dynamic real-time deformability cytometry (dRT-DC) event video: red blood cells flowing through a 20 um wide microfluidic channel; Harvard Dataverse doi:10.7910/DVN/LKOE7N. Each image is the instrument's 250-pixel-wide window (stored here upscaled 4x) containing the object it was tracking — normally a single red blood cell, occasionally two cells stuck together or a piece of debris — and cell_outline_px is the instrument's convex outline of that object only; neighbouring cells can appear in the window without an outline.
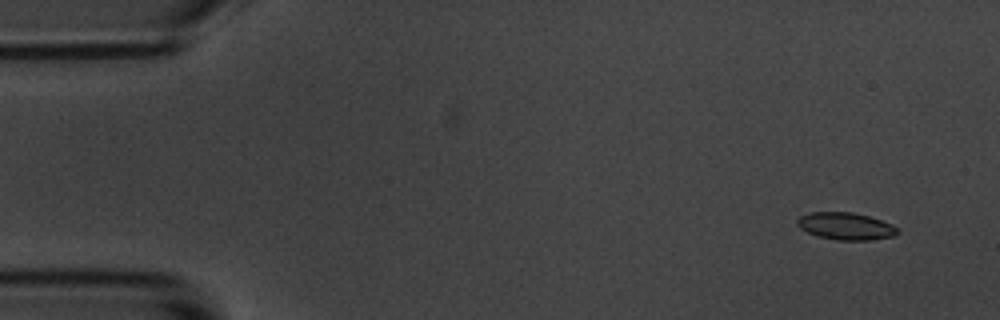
{"species": "common noctule bat (a hibernating species)", "species_latin": "Nyctalus noctula", "temperature_condition": "room temperature", "stored_images_in_passage": 8, "camera_frame_rate_fps": 3000, "um_per_image_px": 0.085, "animal": {"sex": "male", "body_mass_g": 20.1, "forearm_length_mm": 53.5}, "frame": {"image": 1, "passage_image": 1, "time_ms": 0.0, "image_size_px": [1000, 320], "cell_outline_px": [[900, 232], [896, 236], [872, 240], [840, 240], [820, 236], [808, 232], [800, 228], [796, 224], [796, 220], [800, 216], [808, 212], [852, 212], [868, 216], [892, 224]], "centroid_in_image_um": [71.9, 19.22], "position_along_channel_um": 13.1, "area_um2": 15.9}}
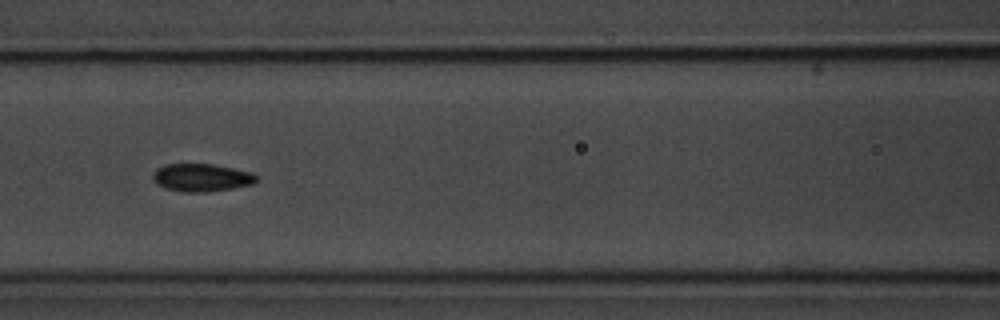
{"frame": {"image": 2, "passage_image": 7, "time_ms": 7.0, "image_size_px": [1000, 320], "cell_outline_px": [[256, 180], [252, 184], [232, 188], [208, 192], [184, 192], [164, 188], [152, 176], [152, 172], [156, 168], [164, 164], [212, 164], [252, 172], [256, 176]], "centroid_in_image_um": [17.11, 15.09], "position_along_channel_um": 149.5, "area_um2": 16.65}}
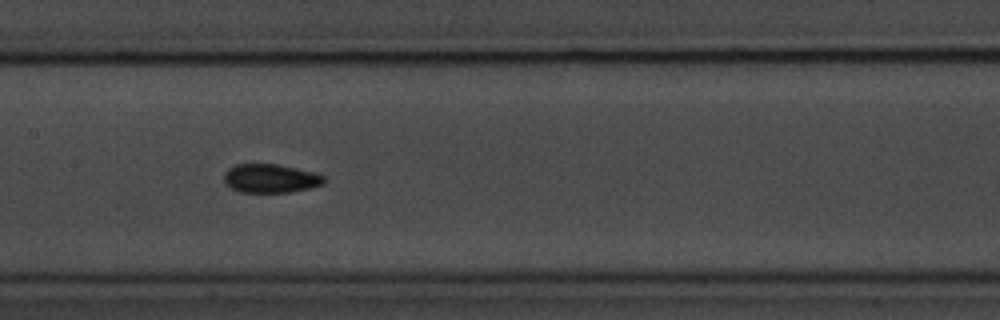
{"frame": {"image": 3, "passage_image": 8, "time_ms": 8.0, "image_size_px": [1000, 320], "cell_outline_px": [[328, 180], [324, 184], [312, 188], [288, 192], [240, 192], [232, 188], [224, 180], [224, 172], [228, 168], [236, 164], [276, 164], [296, 168], [312, 172], [324, 176]], "centroid_in_image_um": [23.02, 15.16], "position_along_channel_um": 184.4, "area_um2": 16.76}}